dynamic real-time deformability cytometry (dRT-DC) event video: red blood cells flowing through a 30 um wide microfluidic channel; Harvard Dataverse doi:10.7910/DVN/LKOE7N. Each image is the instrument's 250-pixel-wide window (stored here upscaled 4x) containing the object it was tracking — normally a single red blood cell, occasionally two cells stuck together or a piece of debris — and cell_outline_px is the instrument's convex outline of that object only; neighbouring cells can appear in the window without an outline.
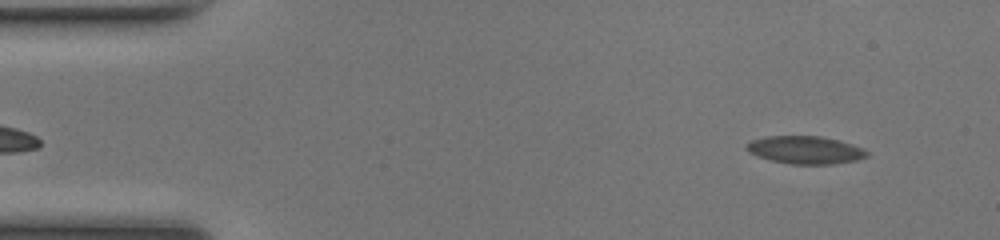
{"species": "common noctule bat (a hibernating species)", "species_latin": "Nyctalus noctula", "temperature_condition": "room temperature", "stored_images_in_passage": 50, "camera_frame_rate_fps": 3000, "um_per_image_px": 0.085, "animal": {"sex": "female", "body_mass_g": 17.0, "forearm_length_mm": 48.0}, "frame": {"image": 1, "passage_image": 4, "time_ms": 1.0, "image_size_px": [1000, 240], "cell_outline_px": [[868, 156], [856, 160], [832, 164], [792, 164], [772, 160], [748, 152], [744, 148], [744, 144], [752, 140], [764, 136], [820, 136], [840, 140], [864, 148], [868, 152]], "centroid_in_image_um": [68.44, 12.73], "position_along_channel_um": 16.6, "area_um2": 19.54}}
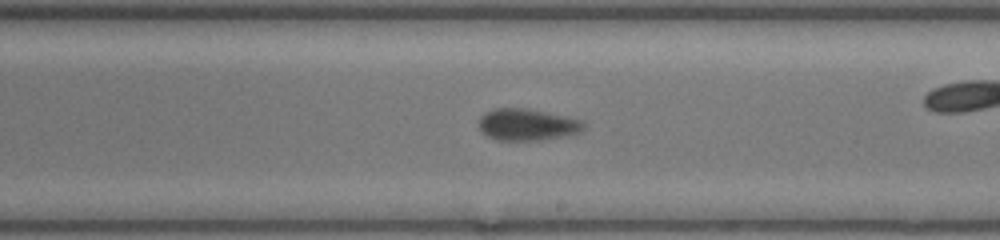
{"frame": {"image": 2, "passage_image": 28, "time_ms": 9.0, "image_size_px": [1000, 240], "cell_outline_px": [[584, 128], [580, 132], [564, 136], [540, 140], [496, 140], [488, 136], [480, 128], [480, 116], [484, 112], [496, 108], [524, 108], [544, 112], [580, 120], [584, 124]], "centroid_in_image_um": [44.78, 10.6], "position_along_channel_um": 244.2, "area_um2": 19.02}}
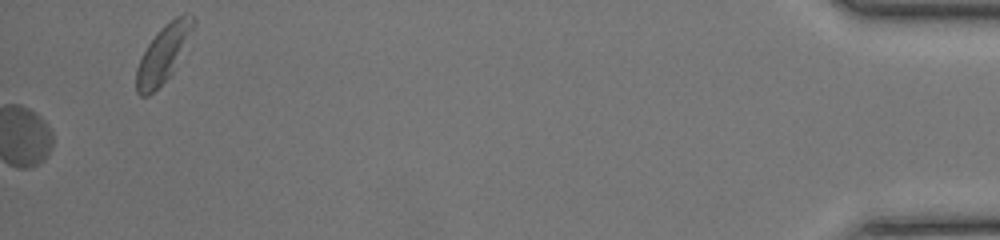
{"frame": {"image": 3, "passage_image": 50, "time_ms": 16.333, "image_size_px": [1000, 240], "cell_outline_px": [[196, 24], [172, 72], [148, 96], [140, 96], [136, 92], [136, 68], [148, 44], [156, 32], [164, 24], [176, 16], [184, 12], [188, 12], [196, 20]], "centroid_in_image_um": [13.88, 4.51], "position_along_channel_um": 421.3, "area_um2": 18.67}, "authors_computed_cell_mechanics": {"area_um2": 19.4786, "velocity_mm_per_s": 4.1334, "shape_relaxation_time_tau1_ms": 4.5205, "shape_relaxation_time_tau2_ms": 1.0234, "deformation_change_tau1": 0.1088, "deformation_change_tau2": 0.0417}}